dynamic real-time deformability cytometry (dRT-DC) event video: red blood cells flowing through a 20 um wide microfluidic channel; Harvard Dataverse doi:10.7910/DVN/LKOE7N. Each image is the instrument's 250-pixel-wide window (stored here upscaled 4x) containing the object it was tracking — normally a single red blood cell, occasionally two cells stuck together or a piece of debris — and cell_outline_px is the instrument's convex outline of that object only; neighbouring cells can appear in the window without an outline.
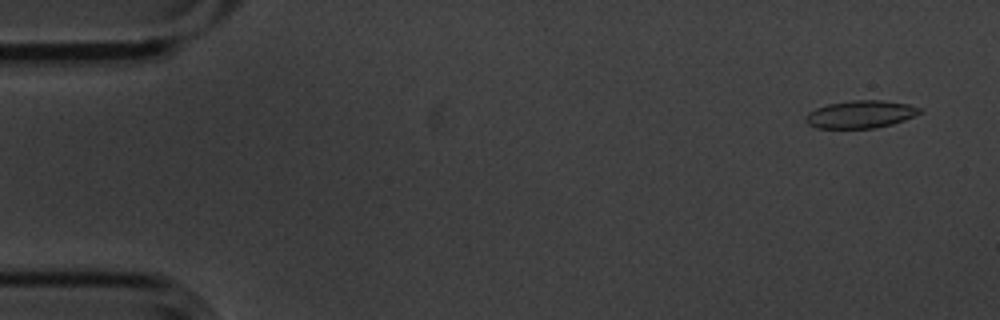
{"species": "common noctule bat (a hibernating species)", "species_latin": "Nyctalus noctula", "temperature_condition": "cold", "stored_images_in_passage": 5, "camera_frame_rate_fps": 3000, "um_per_image_px": 0.085, "animal": {"sex": "male", "body_mass_g": 20.1, "forearm_length_mm": 53.5}, "frame": {"image": 1, "passage_image": 1, "time_ms": 0.0, "image_size_px": [1000, 320], "cell_outline_px": [[920, 112], [904, 120], [892, 124], [876, 128], [816, 128], [808, 124], [804, 120], [804, 116], [808, 112], [816, 108], [828, 104], [852, 100], [880, 100], [908, 104], [920, 108]], "centroid_in_image_um": [73.08, 9.72], "position_along_channel_um": 11.9, "area_um2": 18.26}}
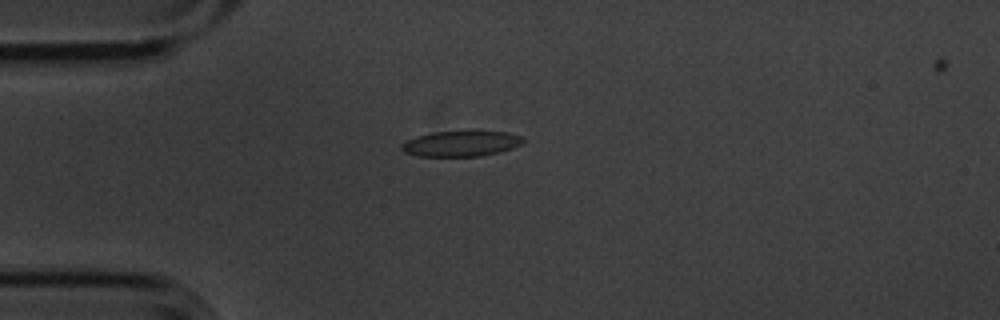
{"frame": {"image": 2, "passage_image": 4, "time_ms": 1.0, "image_size_px": [1000, 320], "cell_outline_px": [[524, 140], [520, 144], [512, 148], [500, 152], [480, 156], [416, 156], [404, 152], [400, 148], [400, 144], [416, 136], [432, 132], [508, 132], [524, 136]], "centroid_in_image_um": [39.17, 12.22], "position_along_channel_um": 45.8, "area_um2": 17.98}}